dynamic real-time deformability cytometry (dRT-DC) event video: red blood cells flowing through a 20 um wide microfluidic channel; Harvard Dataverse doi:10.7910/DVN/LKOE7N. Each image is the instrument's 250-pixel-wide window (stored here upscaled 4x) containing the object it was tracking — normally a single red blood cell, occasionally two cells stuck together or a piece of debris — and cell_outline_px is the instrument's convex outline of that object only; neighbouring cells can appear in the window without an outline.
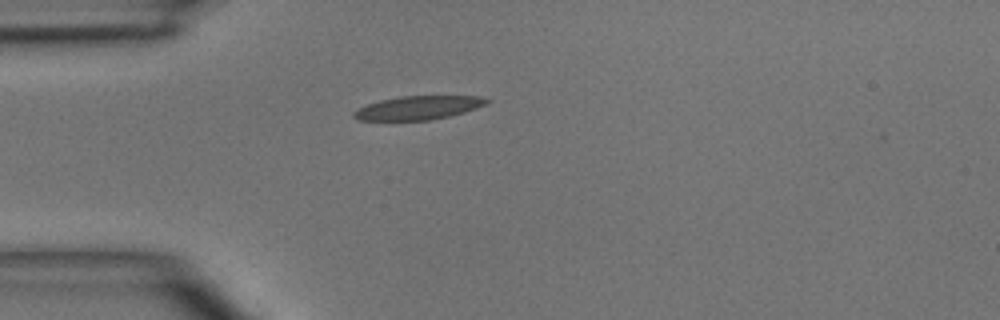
{"species": "common noctule bat (a hibernating species)", "species_latin": "Nyctalus noctula", "temperature_condition": "room temperature", "stored_images_in_passage": 2, "camera_frame_rate_fps": 3000, "um_per_image_px": 0.085, "animal": {"sex": "male", "body_mass_g": 15.6}, "frame": {"image": 1, "passage_image": 2, "time_ms": 1.0, "image_size_px": [1000, 320], "cell_outline_px": [[492, 100], [476, 108], [464, 112], [432, 120], [356, 120], [352, 116], [352, 112], [368, 104], [380, 100], [400, 96], [480, 96]], "centroid_in_image_um": [35.54, 9.16], "position_along_channel_um": 49.5, "area_um2": 18.21}}